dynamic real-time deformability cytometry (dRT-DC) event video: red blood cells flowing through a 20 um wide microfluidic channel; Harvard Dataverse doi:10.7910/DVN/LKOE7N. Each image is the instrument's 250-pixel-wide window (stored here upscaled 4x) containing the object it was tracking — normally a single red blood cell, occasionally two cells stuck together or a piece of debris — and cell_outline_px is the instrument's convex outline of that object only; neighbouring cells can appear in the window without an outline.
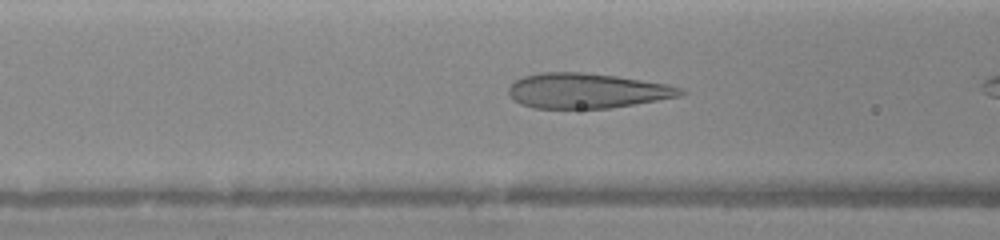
{"species": "human", "species_latin": "Homo sapiens", "temperature_condition": "warm", "stored_images_in_passage": 21, "camera_frame_rate_fps": 3000, "um_per_image_px": 0.085, "donor": {"sex": "female"}, "frame": {"image": 1, "passage_image": 7, "time_ms": 1.333, "image_size_px": [1000, 240], "cell_outline_px": [[688, 92], [680, 96], [612, 108], [532, 108], [520, 104], [512, 100], [508, 92], [508, 88], [516, 80], [524, 76], [540, 72], [580, 72], [616, 76], [668, 84], [684, 88]], "centroid_in_image_um": [49.89, 7.72], "position_along_channel_um": 116.7, "area_um2": 35.26}}
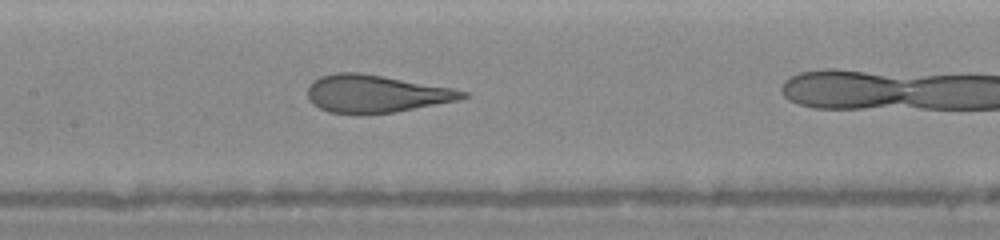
{"frame": {"image": 2, "passage_image": 18, "time_ms": 2.667, "image_size_px": [1000, 240], "cell_outline_px": [[468, 96], [460, 100], [396, 112], [364, 116], [356, 116], [328, 112], [312, 104], [308, 100], [308, 84], [312, 80], [320, 76], [336, 72], [360, 72], [384, 76], [452, 88], [468, 92]], "centroid_in_image_um": [31.9, 7.99], "position_along_channel_um": 175.5, "area_um2": 34.8}}